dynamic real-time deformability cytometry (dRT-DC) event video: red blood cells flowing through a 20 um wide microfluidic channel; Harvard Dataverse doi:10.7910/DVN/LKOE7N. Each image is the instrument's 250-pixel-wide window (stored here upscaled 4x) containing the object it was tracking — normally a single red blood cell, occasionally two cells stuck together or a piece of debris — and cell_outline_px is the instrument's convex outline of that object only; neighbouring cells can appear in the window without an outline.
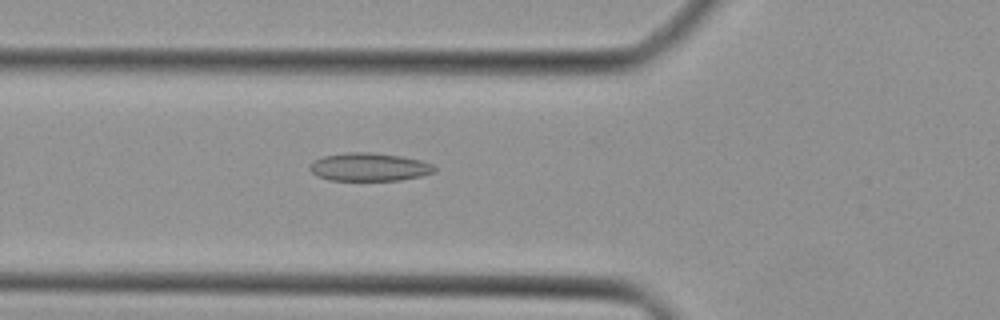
{"species": "Egyptian fruit bat (a non-hibernating species)", "species_latin": "Rousettus aegyptiacus", "temperature_condition": "cold", "stored_images_in_passage": 34, "camera_frame_rate_fps": 3000, "um_per_image_px": 0.085, "animal": {"sex": "female"}, "frame": {"image": 1, "passage_image": 5, "time_ms": 1.333, "image_size_px": [1000, 320], "cell_outline_px": [[436, 172], [420, 176], [400, 180], [328, 180], [316, 176], [308, 168], [312, 160], [324, 156], [348, 152], [372, 152], [400, 156], [420, 160], [432, 164], [436, 168]], "centroid_in_image_um": [31.35, 14.19], "position_along_channel_um": 94.4, "area_um2": 20.52}}
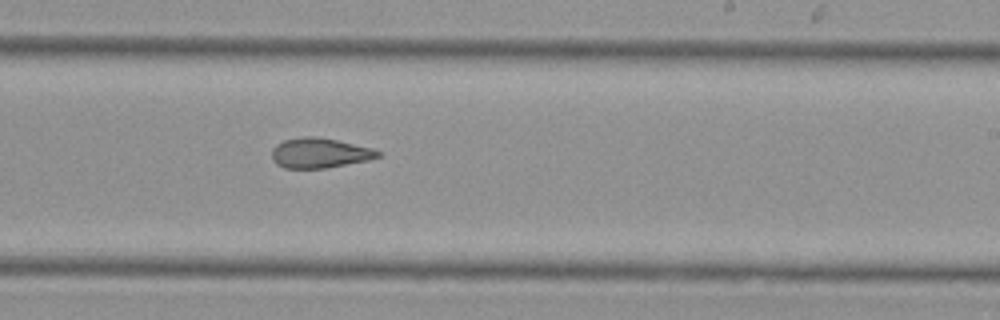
{"frame": {"image": 2, "passage_image": 16, "time_ms": 5.0, "image_size_px": [1000, 320], "cell_outline_px": [[380, 156], [368, 160], [328, 168], [284, 168], [276, 164], [272, 160], [272, 148], [276, 144], [284, 140], [304, 136], [316, 136], [336, 140], [372, 148], [380, 152]], "centroid_in_image_um": [27.14, 13.01], "position_along_channel_um": 261.9, "area_um2": 18.55}}
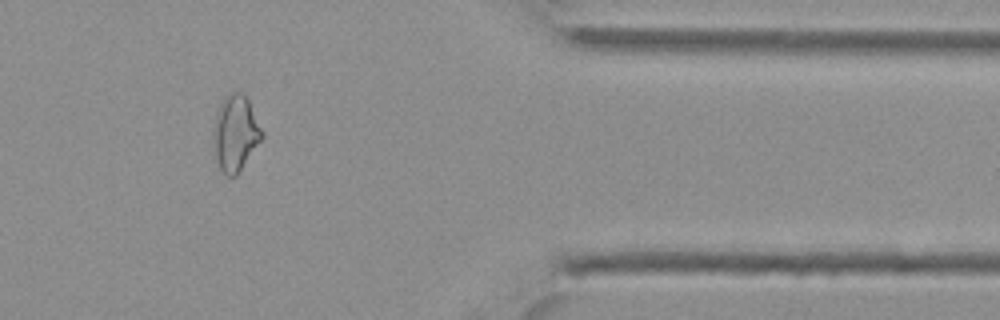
{"frame": {"image": 3, "passage_image": 26, "time_ms": 8.333, "image_size_px": [1000, 320], "cell_outline_px": [[264, 136], [236, 176], [224, 176], [220, 168], [212, 144], [212, 128], [220, 104], [224, 96], [228, 92], [240, 92], [248, 100], [264, 132]], "centroid_in_image_um": [19.99, 11.32], "position_along_channel_um": 391.4, "area_um2": 21.56}}